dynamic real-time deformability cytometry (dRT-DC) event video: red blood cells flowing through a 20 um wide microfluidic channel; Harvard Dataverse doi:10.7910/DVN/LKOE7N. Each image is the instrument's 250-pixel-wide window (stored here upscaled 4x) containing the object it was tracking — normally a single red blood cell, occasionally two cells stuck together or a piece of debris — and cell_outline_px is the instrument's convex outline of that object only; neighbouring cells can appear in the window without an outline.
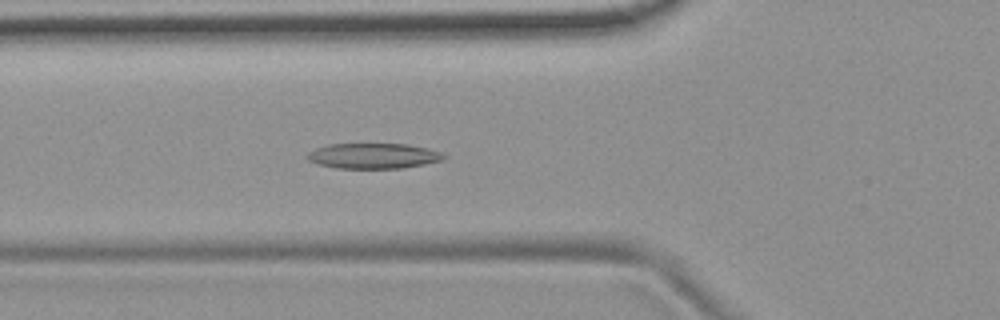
{"species": "common noctule bat (a hibernating species)", "species_latin": "Nyctalus noctula", "temperature_condition": "room temperature", "stored_images_in_passage": 53, "camera_frame_rate_fps": 3000, "um_per_image_px": 0.085, "animal": {"sex": "female", "body_mass_g": 19.9}, "frame": {"image": 1, "passage_image": 19, "time_ms": 6.0, "image_size_px": [1000, 320], "cell_outline_px": [[448, 156], [444, 160], [404, 168], [336, 168], [316, 164], [308, 160], [304, 156], [308, 152], [316, 148], [328, 144], [408, 144], [428, 148], [440, 152]], "centroid_in_image_um": [31.73, 13.25], "position_along_channel_um": 94.1, "area_um2": 20.4}}
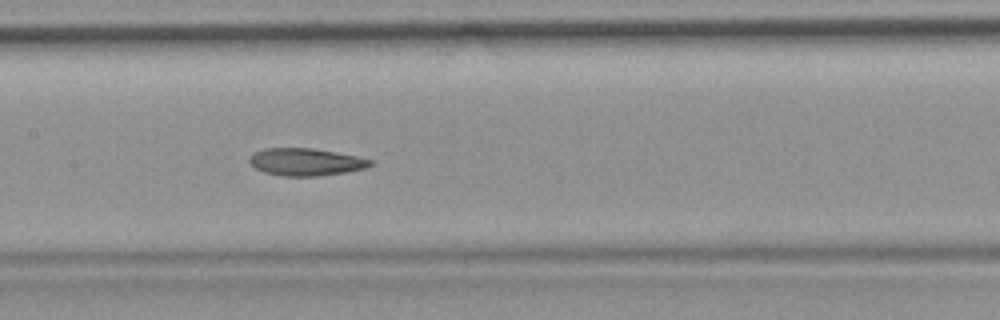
{"frame": {"image": 2, "passage_image": 26, "time_ms": 8.333, "image_size_px": [1000, 320], "cell_outline_px": [[372, 164], [364, 168], [344, 172], [320, 176], [284, 176], [264, 172], [256, 168], [248, 160], [256, 152], [264, 148], [312, 148], [336, 152], [356, 156], [372, 160]], "centroid_in_image_um": [25.99, 13.76], "position_along_channel_um": 181.4, "area_um2": 19.02}}
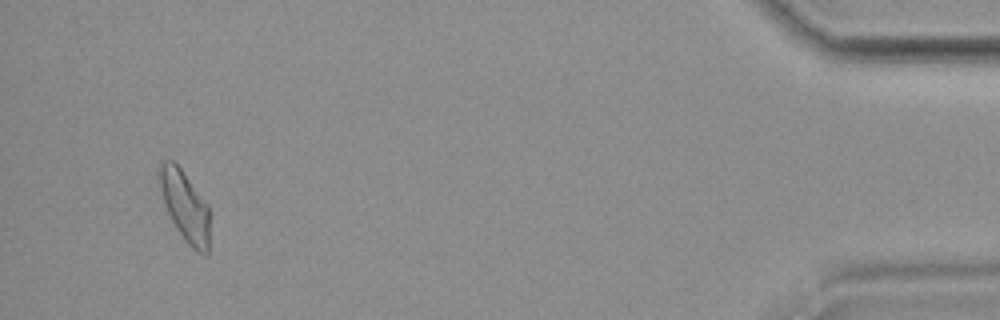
{"frame": {"image": 3, "passage_image": 51, "time_ms": 16.667, "image_size_px": [1000, 320], "cell_outline_px": [[208, 252], [204, 256], [196, 252], [184, 240], [176, 228], [164, 204], [160, 192], [156, 172], [160, 160], [172, 160], [180, 168], [208, 204]], "centroid_in_image_um": [15.67, 17.48], "position_along_channel_um": 419.5, "area_um2": 20.81}, "authors_computed_cell_mechanics": {"area_um2": 20.1144, "velocity_mm_per_s": 3.7265, "shape_relaxation_time_tau1_ms": null, "shape_relaxation_time_tau2_ms": 3.1719, "deformation_change_tau1": null, "deformation_change_tau2": 0.1056}}